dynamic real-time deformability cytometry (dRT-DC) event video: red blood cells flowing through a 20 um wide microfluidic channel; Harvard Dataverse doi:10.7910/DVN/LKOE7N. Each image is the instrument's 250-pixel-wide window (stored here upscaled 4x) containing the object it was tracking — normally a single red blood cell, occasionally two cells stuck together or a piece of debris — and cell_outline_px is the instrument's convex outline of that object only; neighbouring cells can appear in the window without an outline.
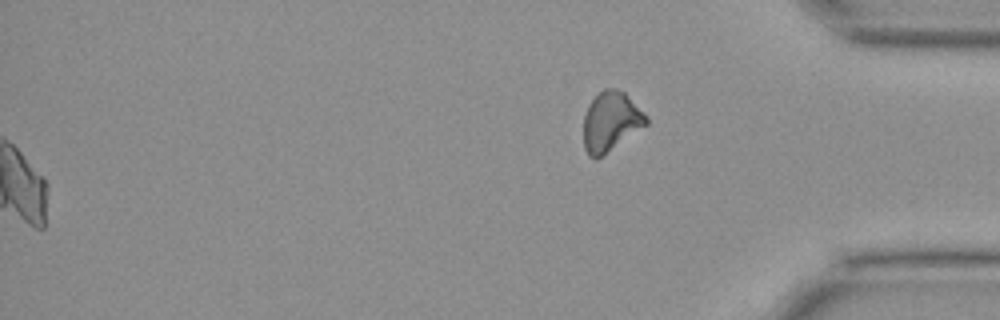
{"species": "Egyptian fruit bat (a non-hibernating species)", "species_latin": "Rousettus aegyptiacus", "temperature_condition": "cold", "stored_images_in_passage": 50, "camera_frame_rate_fps": 3000, "um_per_image_px": 0.085, "animal": {"sex": "female"}, "frame": {"image": 1, "passage_image": 50, "time_ms": 16.333, "image_size_px": [1000, 320], "cell_outline_px": [[648, 124], [596, 160], [588, 156], [584, 148], [584, 116], [588, 104], [604, 88], [616, 88], [624, 92], [648, 116]], "centroid_in_image_um": [51.92, 10.34], "position_along_channel_um": 383.3, "area_um2": 21.73}}